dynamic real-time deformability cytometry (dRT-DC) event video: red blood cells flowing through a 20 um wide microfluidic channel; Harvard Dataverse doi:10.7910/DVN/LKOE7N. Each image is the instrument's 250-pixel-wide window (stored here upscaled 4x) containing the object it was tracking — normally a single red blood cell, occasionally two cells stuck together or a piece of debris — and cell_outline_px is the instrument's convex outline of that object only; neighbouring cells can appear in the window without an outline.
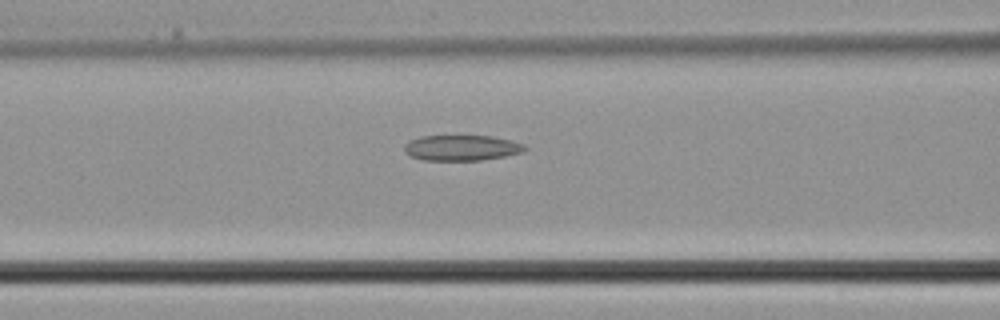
{"species": "common noctule bat (a hibernating species)", "species_latin": "Nyctalus noctula", "temperature_condition": "cold", "stored_images_in_passage": 5, "camera_frame_rate_fps": 3000, "um_per_image_px": 0.085, "animal": {"sex": "male", "body_mass_g": 21.5, "forearm_length_mm": 52.0}, "frame": {"image": 1, "passage_image": 5, "time_ms": 1.333, "image_size_px": [1000, 320], "cell_outline_px": [[528, 148], [524, 152], [484, 160], [424, 160], [412, 156], [404, 152], [404, 144], [408, 140], [420, 136], [492, 136], [512, 140], [524, 144]], "centroid_in_image_um": [39.25, 12.56], "position_along_channel_um": 127.3, "area_um2": 18.09}}